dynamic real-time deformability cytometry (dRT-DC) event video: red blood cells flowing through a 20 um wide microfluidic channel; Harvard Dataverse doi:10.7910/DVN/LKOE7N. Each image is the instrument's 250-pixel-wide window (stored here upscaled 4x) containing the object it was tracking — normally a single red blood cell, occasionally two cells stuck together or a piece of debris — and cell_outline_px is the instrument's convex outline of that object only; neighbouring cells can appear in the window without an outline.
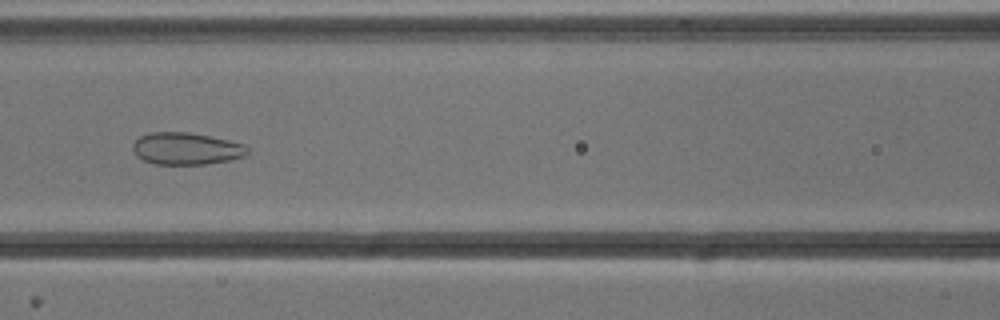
{"species": "common noctule bat (a hibernating species)", "species_latin": "Nyctalus noctula", "temperature_condition": "cold", "stored_images_in_passage": 55, "segment_of_instrument_passage": [1, 2], "camera_frame_rate_fps": 3000, "um_per_image_px": 0.085, "animal": {"sex": "male", "body_mass_g": 13.3}, "frame": {"image": 1, "passage_image": 24, "time_ms": 7.667, "image_size_px": [1000, 320], "cell_outline_px": [[252, 152], [244, 156], [228, 160], [204, 164], [156, 164], [144, 160], [136, 156], [132, 148], [132, 144], [140, 136], [148, 132], [188, 132], [228, 140], [244, 144]], "centroid_in_image_um": [15.82, 12.63], "position_along_channel_um": 150.8, "area_um2": 21.44}}
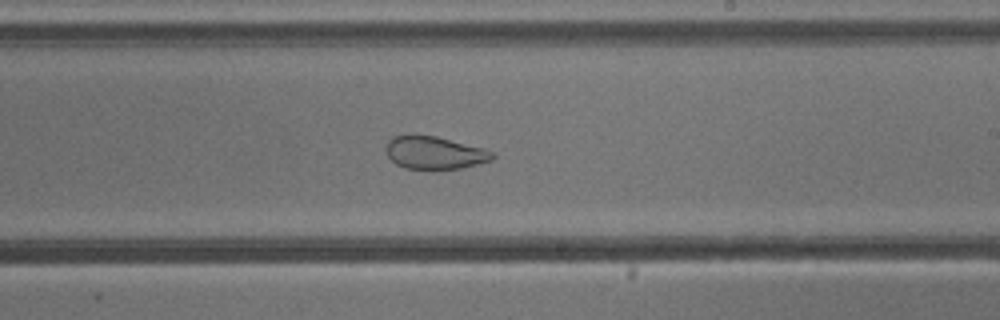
{"frame": {"image": 2, "passage_image": 32, "time_ms": 10.333, "image_size_px": [1000, 320], "cell_outline_px": [[496, 156], [492, 160], [460, 168], [404, 168], [396, 164], [388, 156], [388, 140], [392, 136], [436, 136], [484, 148], [492, 152]], "centroid_in_image_um": [36.97, 12.98], "position_along_channel_um": 252.0, "area_um2": 19.71}}
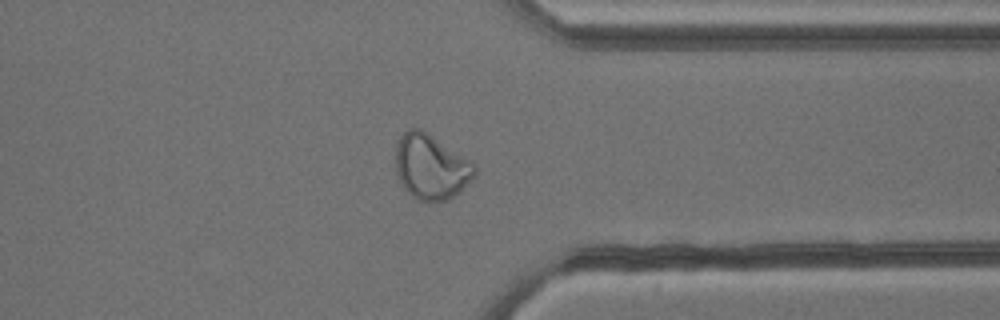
{"frame": {"image": 3, "passage_image": 42, "time_ms": 13.667, "image_size_px": [1000, 320], "cell_outline_px": [[476, 172], [460, 192], [448, 200], [416, 200], [404, 188], [396, 172], [396, 144], [400, 136], [408, 128], [420, 128], [428, 132], [476, 164]], "centroid_in_image_um": [36.62, 14.16], "position_along_channel_um": 374.8, "area_um2": 29.88}}